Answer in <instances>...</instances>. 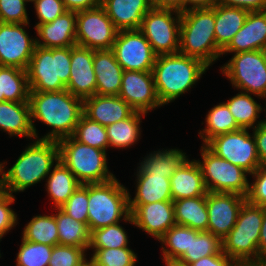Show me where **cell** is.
<instances>
[{"mask_svg":"<svg viewBox=\"0 0 266 266\" xmlns=\"http://www.w3.org/2000/svg\"><path fill=\"white\" fill-rule=\"evenodd\" d=\"M31 124L35 139L58 141L70 137L83 114V100L67 89L52 92H29ZM36 120L52 128L46 135L38 137L34 125Z\"/></svg>","mask_w":266,"mask_h":266,"instance_id":"cell-1","label":"cell"},{"mask_svg":"<svg viewBox=\"0 0 266 266\" xmlns=\"http://www.w3.org/2000/svg\"><path fill=\"white\" fill-rule=\"evenodd\" d=\"M32 142L8 171L4 170L7 162H0V181L5 192L12 195L24 192L28 187L45 180L59 161L57 141L35 139Z\"/></svg>","mask_w":266,"mask_h":266,"instance_id":"cell-2","label":"cell"},{"mask_svg":"<svg viewBox=\"0 0 266 266\" xmlns=\"http://www.w3.org/2000/svg\"><path fill=\"white\" fill-rule=\"evenodd\" d=\"M207 69L199 59L180 52L156 56L152 74L161 104L171 103L189 91Z\"/></svg>","mask_w":266,"mask_h":266,"instance_id":"cell-3","label":"cell"},{"mask_svg":"<svg viewBox=\"0 0 266 266\" xmlns=\"http://www.w3.org/2000/svg\"><path fill=\"white\" fill-rule=\"evenodd\" d=\"M215 5L181 13L179 52L199 59L208 67L221 57L215 38Z\"/></svg>","mask_w":266,"mask_h":266,"instance_id":"cell-4","label":"cell"},{"mask_svg":"<svg viewBox=\"0 0 266 266\" xmlns=\"http://www.w3.org/2000/svg\"><path fill=\"white\" fill-rule=\"evenodd\" d=\"M129 191L114 179L88 184V228L93 230L124 220L134 225L129 211ZM122 218V219H121Z\"/></svg>","mask_w":266,"mask_h":266,"instance_id":"cell-5","label":"cell"},{"mask_svg":"<svg viewBox=\"0 0 266 266\" xmlns=\"http://www.w3.org/2000/svg\"><path fill=\"white\" fill-rule=\"evenodd\" d=\"M263 207L246 201L229 234L222 239V252L240 266H258V243Z\"/></svg>","mask_w":266,"mask_h":266,"instance_id":"cell-6","label":"cell"},{"mask_svg":"<svg viewBox=\"0 0 266 266\" xmlns=\"http://www.w3.org/2000/svg\"><path fill=\"white\" fill-rule=\"evenodd\" d=\"M71 47L45 48L36 45L26 69L30 91L65 90L70 79Z\"/></svg>","mask_w":266,"mask_h":266,"instance_id":"cell-7","label":"cell"},{"mask_svg":"<svg viewBox=\"0 0 266 266\" xmlns=\"http://www.w3.org/2000/svg\"><path fill=\"white\" fill-rule=\"evenodd\" d=\"M59 160L80 184L104 183L116 176L108 169L107 153L76 141L72 136L57 141Z\"/></svg>","mask_w":266,"mask_h":266,"instance_id":"cell-8","label":"cell"},{"mask_svg":"<svg viewBox=\"0 0 266 266\" xmlns=\"http://www.w3.org/2000/svg\"><path fill=\"white\" fill-rule=\"evenodd\" d=\"M220 69L232 87L266 100V50L236 53Z\"/></svg>","mask_w":266,"mask_h":266,"instance_id":"cell-9","label":"cell"},{"mask_svg":"<svg viewBox=\"0 0 266 266\" xmlns=\"http://www.w3.org/2000/svg\"><path fill=\"white\" fill-rule=\"evenodd\" d=\"M199 164L205 187L208 192L236 193L247 197L250 175L247 171L229 161L220 158L205 144L201 146Z\"/></svg>","mask_w":266,"mask_h":266,"instance_id":"cell-10","label":"cell"},{"mask_svg":"<svg viewBox=\"0 0 266 266\" xmlns=\"http://www.w3.org/2000/svg\"><path fill=\"white\" fill-rule=\"evenodd\" d=\"M180 24V12L151 8L143 17L139 30L144 34L157 56L175 54L179 52Z\"/></svg>","mask_w":266,"mask_h":266,"instance_id":"cell-11","label":"cell"},{"mask_svg":"<svg viewBox=\"0 0 266 266\" xmlns=\"http://www.w3.org/2000/svg\"><path fill=\"white\" fill-rule=\"evenodd\" d=\"M252 134V135H251ZM248 129L217 135L205 145L217 156L252 174L260 165L256 141Z\"/></svg>","mask_w":266,"mask_h":266,"instance_id":"cell-12","label":"cell"},{"mask_svg":"<svg viewBox=\"0 0 266 266\" xmlns=\"http://www.w3.org/2000/svg\"><path fill=\"white\" fill-rule=\"evenodd\" d=\"M118 30L99 5L76 12V44L81 47L103 50L112 49Z\"/></svg>","mask_w":266,"mask_h":266,"instance_id":"cell-13","label":"cell"},{"mask_svg":"<svg viewBox=\"0 0 266 266\" xmlns=\"http://www.w3.org/2000/svg\"><path fill=\"white\" fill-rule=\"evenodd\" d=\"M112 50L124 71H152L157 56L139 29L118 31Z\"/></svg>","mask_w":266,"mask_h":266,"instance_id":"cell-14","label":"cell"},{"mask_svg":"<svg viewBox=\"0 0 266 266\" xmlns=\"http://www.w3.org/2000/svg\"><path fill=\"white\" fill-rule=\"evenodd\" d=\"M27 25L0 22V66L27 69L36 47V38L24 29Z\"/></svg>","mask_w":266,"mask_h":266,"instance_id":"cell-15","label":"cell"},{"mask_svg":"<svg viewBox=\"0 0 266 266\" xmlns=\"http://www.w3.org/2000/svg\"><path fill=\"white\" fill-rule=\"evenodd\" d=\"M247 198L236 193L207 192V232L224 239L234 227Z\"/></svg>","mask_w":266,"mask_h":266,"instance_id":"cell-16","label":"cell"},{"mask_svg":"<svg viewBox=\"0 0 266 266\" xmlns=\"http://www.w3.org/2000/svg\"><path fill=\"white\" fill-rule=\"evenodd\" d=\"M118 96L135 111L145 114L163 106L156 92L152 71H123Z\"/></svg>","mask_w":266,"mask_h":266,"instance_id":"cell-17","label":"cell"},{"mask_svg":"<svg viewBox=\"0 0 266 266\" xmlns=\"http://www.w3.org/2000/svg\"><path fill=\"white\" fill-rule=\"evenodd\" d=\"M134 225L159 240L175 223L173 201L129 205Z\"/></svg>","mask_w":266,"mask_h":266,"instance_id":"cell-18","label":"cell"},{"mask_svg":"<svg viewBox=\"0 0 266 266\" xmlns=\"http://www.w3.org/2000/svg\"><path fill=\"white\" fill-rule=\"evenodd\" d=\"M94 50L71 46L70 79L66 89L82 100L96 94V75L93 69Z\"/></svg>","mask_w":266,"mask_h":266,"instance_id":"cell-19","label":"cell"},{"mask_svg":"<svg viewBox=\"0 0 266 266\" xmlns=\"http://www.w3.org/2000/svg\"><path fill=\"white\" fill-rule=\"evenodd\" d=\"M253 50H266V10L248 13L242 28L222 50L221 56Z\"/></svg>","mask_w":266,"mask_h":266,"instance_id":"cell-20","label":"cell"},{"mask_svg":"<svg viewBox=\"0 0 266 266\" xmlns=\"http://www.w3.org/2000/svg\"><path fill=\"white\" fill-rule=\"evenodd\" d=\"M36 45L45 48H64L76 44V12L66 11L54 21L35 26Z\"/></svg>","mask_w":266,"mask_h":266,"instance_id":"cell-21","label":"cell"},{"mask_svg":"<svg viewBox=\"0 0 266 266\" xmlns=\"http://www.w3.org/2000/svg\"><path fill=\"white\" fill-rule=\"evenodd\" d=\"M135 110L119 96H100L83 100V114L102 126H108L130 117Z\"/></svg>","mask_w":266,"mask_h":266,"instance_id":"cell-22","label":"cell"},{"mask_svg":"<svg viewBox=\"0 0 266 266\" xmlns=\"http://www.w3.org/2000/svg\"><path fill=\"white\" fill-rule=\"evenodd\" d=\"M93 69L96 75V94L118 96L124 70L116 61L113 50H94Z\"/></svg>","mask_w":266,"mask_h":266,"instance_id":"cell-23","label":"cell"},{"mask_svg":"<svg viewBox=\"0 0 266 266\" xmlns=\"http://www.w3.org/2000/svg\"><path fill=\"white\" fill-rule=\"evenodd\" d=\"M100 5L118 31L138 30L152 8L150 0H100Z\"/></svg>","mask_w":266,"mask_h":266,"instance_id":"cell-24","label":"cell"},{"mask_svg":"<svg viewBox=\"0 0 266 266\" xmlns=\"http://www.w3.org/2000/svg\"><path fill=\"white\" fill-rule=\"evenodd\" d=\"M172 201L206 196L202 171L196 160H187L170 177Z\"/></svg>","mask_w":266,"mask_h":266,"instance_id":"cell-25","label":"cell"},{"mask_svg":"<svg viewBox=\"0 0 266 266\" xmlns=\"http://www.w3.org/2000/svg\"><path fill=\"white\" fill-rule=\"evenodd\" d=\"M135 176H137L135 197L131 199L129 194V205L172 200L170 178L165 174L137 172Z\"/></svg>","mask_w":266,"mask_h":266,"instance_id":"cell-26","label":"cell"},{"mask_svg":"<svg viewBox=\"0 0 266 266\" xmlns=\"http://www.w3.org/2000/svg\"><path fill=\"white\" fill-rule=\"evenodd\" d=\"M0 129L11 137L34 139L29 102H0Z\"/></svg>","mask_w":266,"mask_h":266,"instance_id":"cell-27","label":"cell"},{"mask_svg":"<svg viewBox=\"0 0 266 266\" xmlns=\"http://www.w3.org/2000/svg\"><path fill=\"white\" fill-rule=\"evenodd\" d=\"M249 11L243 8L215 4V38L223 50L242 28Z\"/></svg>","mask_w":266,"mask_h":266,"instance_id":"cell-28","label":"cell"},{"mask_svg":"<svg viewBox=\"0 0 266 266\" xmlns=\"http://www.w3.org/2000/svg\"><path fill=\"white\" fill-rule=\"evenodd\" d=\"M174 218L177 225L199 231L208 230L206 196L178 199L173 201Z\"/></svg>","mask_w":266,"mask_h":266,"instance_id":"cell-29","label":"cell"},{"mask_svg":"<svg viewBox=\"0 0 266 266\" xmlns=\"http://www.w3.org/2000/svg\"><path fill=\"white\" fill-rule=\"evenodd\" d=\"M46 178V191L55 209L62 207L80 185L75 175L60 160Z\"/></svg>","mask_w":266,"mask_h":266,"instance_id":"cell-30","label":"cell"},{"mask_svg":"<svg viewBox=\"0 0 266 266\" xmlns=\"http://www.w3.org/2000/svg\"><path fill=\"white\" fill-rule=\"evenodd\" d=\"M188 157L185 152L180 149H162L149 153L140 162L137 167V172H153L165 174L167 178L179 169Z\"/></svg>","mask_w":266,"mask_h":266,"instance_id":"cell-31","label":"cell"},{"mask_svg":"<svg viewBox=\"0 0 266 266\" xmlns=\"http://www.w3.org/2000/svg\"><path fill=\"white\" fill-rule=\"evenodd\" d=\"M225 103L241 129H254L266 122V119H259L263 108L254 100L252 94L240 91Z\"/></svg>","mask_w":266,"mask_h":266,"instance_id":"cell-32","label":"cell"},{"mask_svg":"<svg viewBox=\"0 0 266 266\" xmlns=\"http://www.w3.org/2000/svg\"><path fill=\"white\" fill-rule=\"evenodd\" d=\"M145 113L135 111L125 120L106 126L109 147L126 149L139 141L141 136V119Z\"/></svg>","mask_w":266,"mask_h":266,"instance_id":"cell-33","label":"cell"},{"mask_svg":"<svg viewBox=\"0 0 266 266\" xmlns=\"http://www.w3.org/2000/svg\"><path fill=\"white\" fill-rule=\"evenodd\" d=\"M55 213L60 245L89 249L90 231L86 224L73 219L60 208Z\"/></svg>","mask_w":266,"mask_h":266,"instance_id":"cell-34","label":"cell"},{"mask_svg":"<svg viewBox=\"0 0 266 266\" xmlns=\"http://www.w3.org/2000/svg\"><path fill=\"white\" fill-rule=\"evenodd\" d=\"M205 122V129L198 132L199 136L203 140V144H206L210 139L217 135L241 129L237 125L225 102H220L211 108L206 115Z\"/></svg>","mask_w":266,"mask_h":266,"instance_id":"cell-35","label":"cell"},{"mask_svg":"<svg viewBox=\"0 0 266 266\" xmlns=\"http://www.w3.org/2000/svg\"><path fill=\"white\" fill-rule=\"evenodd\" d=\"M222 252V240L207 231L191 228L190 250L186 251L176 262L188 266L203 257H208Z\"/></svg>","mask_w":266,"mask_h":266,"instance_id":"cell-36","label":"cell"},{"mask_svg":"<svg viewBox=\"0 0 266 266\" xmlns=\"http://www.w3.org/2000/svg\"><path fill=\"white\" fill-rule=\"evenodd\" d=\"M22 238L29 242L55 246L59 244L56 217L51 215L34 216L24 227Z\"/></svg>","mask_w":266,"mask_h":266,"instance_id":"cell-37","label":"cell"},{"mask_svg":"<svg viewBox=\"0 0 266 266\" xmlns=\"http://www.w3.org/2000/svg\"><path fill=\"white\" fill-rule=\"evenodd\" d=\"M1 86L4 101L29 102L30 89L26 70L1 66Z\"/></svg>","mask_w":266,"mask_h":266,"instance_id":"cell-38","label":"cell"},{"mask_svg":"<svg viewBox=\"0 0 266 266\" xmlns=\"http://www.w3.org/2000/svg\"><path fill=\"white\" fill-rule=\"evenodd\" d=\"M158 241L162 243L163 261L176 262L190 250L191 228L175 224Z\"/></svg>","mask_w":266,"mask_h":266,"instance_id":"cell-39","label":"cell"},{"mask_svg":"<svg viewBox=\"0 0 266 266\" xmlns=\"http://www.w3.org/2000/svg\"><path fill=\"white\" fill-rule=\"evenodd\" d=\"M72 137L80 143L100 150L106 151L109 147L106 127L89 119L84 114L81 115Z\"/></svg>","mask_w":266,"mask_h":266,"instance_id":"cell-40","label":"cell"},{"mask_svg":"<svg viewBox=\"0 0 266 266\" xmlns=\"http://www.w3.org/2000/svg\"><path fill=\"white\" fill-rule=\"evenodd\" d=\"M93 254L89 262L93 266H135L137 254L129 247L91 248Z\"/></svg>","mask_w":266,"mask_h":266,"instance_id":"cell-41","label":"cell"},{"mask_svg":"<svg viewBox=\"0 0 266 266\" xmlns=\"http://www.w3.org/2000/svg\"><path fill=\"white\" fill-rule=\"evenodd\" d=\"M120 223L93 230L90 234L89 250L90 248L129 247V237Z\"/></svg>","mask_w":266,"mask_h":266,"instance_id":"cell-42","label":"cell"},{"mask_svg":"<svg viewBox=\"0 0 266 266\" xmlns=\"http://www.w3.org/2000/svg\"><path fill=\"white\" fill-rule=\"evenodd\" d=\"M21 239L16 266H48L53 246Z\"/></svg>","mask_w":266,"mask_h":266,"instance_id":"cell-43","label":"cell"},{"mask_svg":"<svg viewBox=\"0 0 266 266\" xmlns=\"http://www.w3.org/2000/svg\"><path fill=\"white\" fill-rule=\"evenodd\" d=\"M86 252V249L80 247L55 245L48 266H84L89 262Z\"/></svg>","mask_w":266,"mask_h":266,"instance_id":"cell-44","label":"cell"},{"mask_svg":"<svg viewBox=\"0 0 266 266\" xmlns=\"http://www.w3.org/2000/svg\"><path fill=\"white\" fill-rule=\"evenodd\" d=\"M60 209L88 226V184H80Z\"/></svg>","mask_w":266,"mask_h":266,"instance_id":"cell-45","label":"cell"},{"mask_svg":"<svg viewBox=\"0 0 266 266\" xmlns=\"http://www.w3.org/2000/svg\"><path fill=\"white\" fill-rule=\"evenodd\" d=\"M30 0H0V22L29 23L26 4Z\"/></svg>","mask_w":266,"mask_h":266,"instance_id":"cell-46","label":"cell"},{"mask_svg":"<svg viewBox=\"0 0 266 266\" xmlns=\"http://www.w3.org/2000/svg\"><path fill=\"white\" fill-rule=\"evenodd\" d=\"M254 179L249 183L247 201L250 204L266 209V166L260 165L252 174Z\"/></svg>","mask_w":266,"mask_h":266,"instance_id":"cell-47","label":"cell"},{"mask_svg":"<svg viewBox=\"0 0 266 266\" xmlns=\"http://www.w3.org/2000/svg\"><path fill=\"white\" fill-rule=\"evenodd\" d=\"M30 2H33L39 19L35 26L50 23L67 11L62 0H30Z\"/></svg>","mask_w":266,"mask_h":266,"instance_id":"cell-48","label":"cell"},{"mask_svg":"<svg viewBox=\"0 0 266 266\" xmlns=\"http://www.w3.org/2000/svg\"><path fill=\"white\" fill-rule=\"evenodd\" d=\"M14 202L15 195L5 191L0 194V241L18 223L19 218L10 207Z\"/></svg>","mask_w":266,"mask_h":266,"instance_id":"cell-49","label":"cell"},{"mask_svg":"<svg viewBox=\"0 0 266 266\" xmlns=\"http://www.w3.org/2000/svg\"><path fill=\"white\" fill-rule=\"evenodd\" d=\"M188 266H240L235 260L221 252L220 254L203 257Z\"/></svg>","mask_w":266,"mask_h":266,"instance_id":"cell-50","label":"cell"},{"mask_svg":"<svg viewBox=\"0 0 266 266\" xmlns=\"http://www.w3.org/2000/svg\"><path fill=\"white\" fill-rule=\"evenodd\" d=\"M217 4L243 8L249 12L266 10V0H218Z\"/></svg>","mask_w":266,"mask_h":266,"instance_id":"cell-51","label":"cell"},{"mask_svg":"<svg viewBox=\"0 0 266 266\" xmlns=\"http://www.w3.org/2000/svg\"><path fill=\"white\" fill-rule=\"evenodd\" d=\"M252 131L256 141L259 161L261 165L266 166V122L255 127Z\"/></svg>","mask_w":266,"mask_h":266,"instance_id":"cell-52","label":"cell"},{"mask_svg":"<svg viewBox=\"0 0 266 266\" xmlns=\"http://www.w3.org/2000/svg\"><path fill=\"white\" fill-rule=\"evenodd\" d=\"M67 11L79 12L100 5V0H62Z\"/></svg>","mask_w":266,"mask_h":266,"instance_id":"cell-53","label":"cell"},{"mask_svg":"<svg viewBox=\"0 0 266 266\" xmlns=\"http://www.w3.org/2000/svg\"><path fill=\"white\" fill-rule=\"evenodd\" d=\"M258 266H266V209L263 208V222L258 243Z\"/></svg>","mask_w":266,"mask_h":266,"instance_id":"cell-54","label":"cell"},{"mask_svg":"<svg viewBox=\"0 0 266 266\" xmlns=\"http://www.w3.org/2000/svg\"><path fill=\"white\" fill-rule=\"evenodd\" d=\"M152 8L186 11V0H150Z\"/></svg>","mask_w":266,"mask_h":266,"instance_id":"cell-55","label":"cell"},{"mask_svg":"<svg viewBox=\"0 0 266 266\" xmlns=\"http://www.w3.org/2000/svg\"><path fill=\"white\" fill-rule=\"evenodd\" d=\"M217 3L218 0H186V10L193 8H209Z\"/></svg>","mask_w":266,"mask_h":266,"instance_id":"cell-56","label":"cell"},{"mask_svg":"<svg viewBox=\"0 0 266 266\" xmlns=\"http://www.w3.org/2000/svg\"><path fill=\"white\" fill-rule=\"evenodd\" d=\"M0 102H4V94L2 93V86H1V66H0Z\"/></svg>","mask_w":266,"mask_h":266,"instance_id":"cell-57","label":"cell"},{"mask_svg":"<svg viewBox=\"0 0 266 266\" xmlns=\"http://www.w3.org/2000/svg\"><path fill=\"white\" fill-rule=\"evenodd\" d=\"M164 262H165L166 266H184V265H181L177 262H169V261H164Z\"/></svg>","mask_w":266,"mask_h":266,"instance_id":"cell-58","label":"cell"},{"mask_svg":"<svg viewBox=\"0 0 266 266\" xmlns=\"http://www.w3.org/2000/svg\"><path fill=\"white\" fill-rule=\"evenodd\" d=\"M3 187H2V184H1V181H0V194L3 192Z\"/></svg>","mask_w":266,"mask_h":266,"instance_id":"cell-59","label":"cell"},{"mask_svg":"<svg viewBox=\"0 0 266 266\" xmlns=\"http://www.w3.org/2000/svg\"><path fill=\"white\" fill-rule=\"evenodd\" d=\"M84 266H93V265L90 262H88Z\"/></svg>","mask_w":266,"mask_h":266,"instance_id":"cell-60","label":"cell"}]
</instances>
